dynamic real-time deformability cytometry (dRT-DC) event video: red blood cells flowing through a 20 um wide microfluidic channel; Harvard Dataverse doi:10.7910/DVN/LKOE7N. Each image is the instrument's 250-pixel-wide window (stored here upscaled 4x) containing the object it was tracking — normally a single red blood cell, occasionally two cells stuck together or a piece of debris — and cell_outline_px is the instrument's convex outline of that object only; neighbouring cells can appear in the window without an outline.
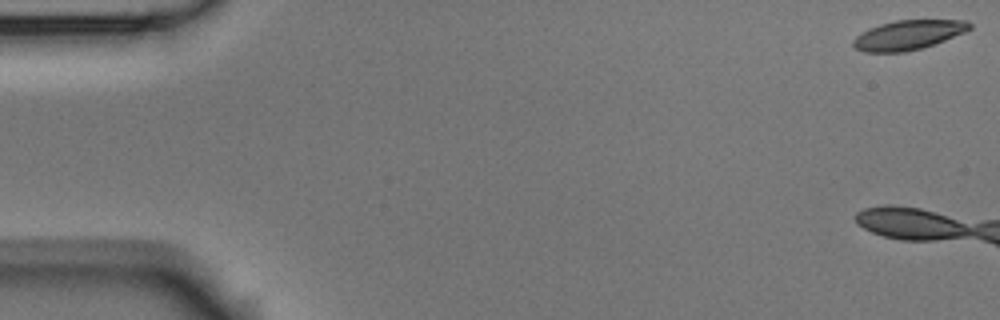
{"species": "Egyptian fruit bat (a non-hibernating species)", "species_latin": "Rousettus aegyptiacus", "temperature_condition": "room temperature", "stored_images_in_passage": 14, "camera_frame_rate_fps": 3000, "um_per_image_px": 0.085, "animal": {"sex": "male"}, "frame": {"image": 1, "passage_image": 1, "time_ms": 0.0, "image_size_px": [1000, 320], "cell_outline_px": [[972, 28], [964, 32], [924, 48], [904, 52], [864, 52], [856, 48], [852, 44], [852, 40], [860, 32], [868, 28], [880, 24], [896, 20], [968, 20], [972, 24]], "centroid_in_image_um": [77.18, 2.97], "position_along_channel_um": 7.8, "area_um2": 20.11}}